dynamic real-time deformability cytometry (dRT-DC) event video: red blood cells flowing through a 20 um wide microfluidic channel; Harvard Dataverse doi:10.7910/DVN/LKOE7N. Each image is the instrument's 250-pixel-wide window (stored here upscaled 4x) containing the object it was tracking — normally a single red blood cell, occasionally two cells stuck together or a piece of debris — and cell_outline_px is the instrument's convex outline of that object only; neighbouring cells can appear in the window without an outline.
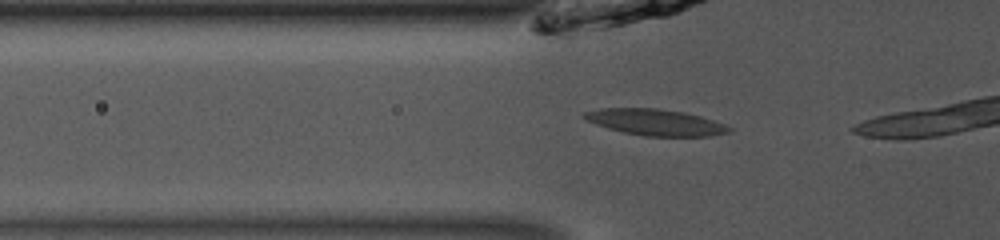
{"species": "common noctule bat (a hibernating species)", "species_latin": "Nyctalus noctula", "temperature_condition": "room temperature", "stored_images_in_passage": 17, "camera_frame_rate_fps": 3000, "um_per_image_px": 0.085, "animal": {"sex": "male", "body_mass_g": 13.0, "forearm_length_mm": 53.1}, "frame": {"image": 1, "passage_image": 12, "time_ms": 3.667, "image_size_px": [1000, 240], "cell_outline_px": [[732, 132], [708, 136], [644, 136], [624, 132], [608, 128], [596, 124], [580, 116], [584, 112], [600, 108], [656, 108], [684, 112], [700, 116], [724, 124], [732, 128]], "centroid_in_image_um": [55.71, 10.39], "position_along_channel_um": 70.1, "area_um2": 22.08}}